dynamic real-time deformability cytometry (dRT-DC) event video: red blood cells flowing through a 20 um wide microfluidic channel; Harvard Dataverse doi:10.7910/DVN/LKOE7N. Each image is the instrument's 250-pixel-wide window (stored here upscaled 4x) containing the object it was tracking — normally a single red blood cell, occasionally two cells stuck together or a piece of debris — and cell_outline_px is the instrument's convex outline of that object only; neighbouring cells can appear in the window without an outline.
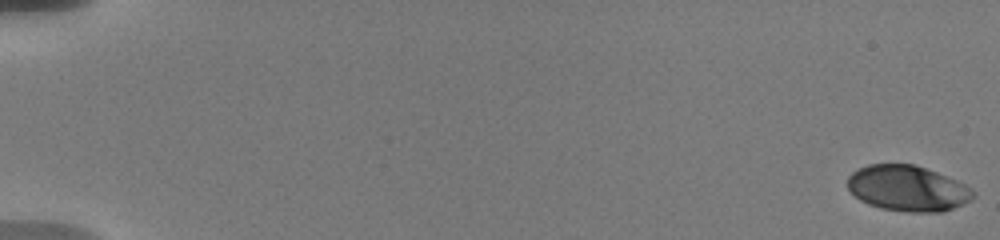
{"species": "human", "species_latin": "Homo sapiens", "temperature_condition": "warm", "stored_images_in_passage": 35, "camera_frame_rate_fps": 3000, "um_per_image_px": 0.085, "donor": {"sex": "male"}, "frame": {"image": 1, "passage_image": 1, "time_ms": 0.0, "image_size_px": [1000, 240], "cell_outline_px": [[976, 192], [968, 200], [944, 212], [908, 212], [880, 208], [868, 204], [860, 200], [848, 188], [848, 176], [852, 172], [868, 164], [916, 164], [956, 180], [972, 188]], "centroid_in_image_um": [77.13, 16.0], "position_along_channel_um": 7.9, "area_um2": 33.23}}
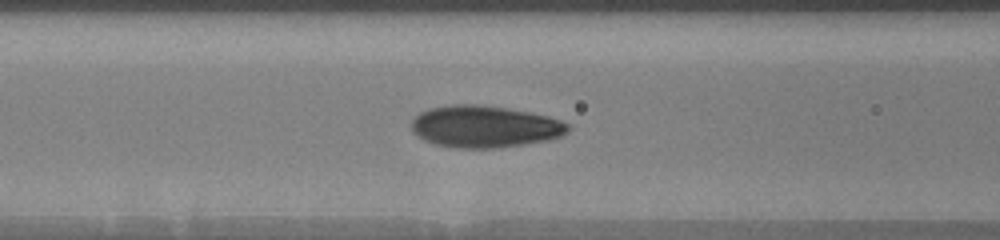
{"frame": {"image": 2, "passage_image": 19, "time_ms": 8.333, "image_size_px": [1000, 240], "cell_outline_px": [[568, 132], [560, 136], [548, 140], [524, 144], [492, 148], [456, 148], [432, 144], [416, 136], [412, 132], [412, 120], [420, 112], [428, 108], [452, 104], [476, 104], [508, 108], [548, 116], [560, 120], [568, 124]], "centroid_in_image_um": [41.15, 10.76], "position_along_channel_um": 125.5, "area_um2": 38.32}}
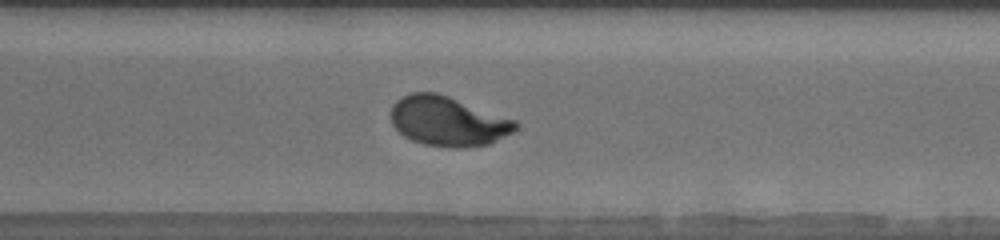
{"frame": {"image": 3, "passage_image": 33, "time_ms": 14.0, "image_size_px": [1000, 240], "cell_outline_px": [[520, 124], [512, 132], [488, 144], [460, 148], [452, 148], [424, 144], [412, 140], [404, 136], [392, 124], [392, 104], [396, 100], [412, 92], [436, 92], [448, 96], [516, 120]], "centroid_in_image_um": [38.07, 10.3], "position_along_channel_um": 332.5, "area_um2": 35.78}}